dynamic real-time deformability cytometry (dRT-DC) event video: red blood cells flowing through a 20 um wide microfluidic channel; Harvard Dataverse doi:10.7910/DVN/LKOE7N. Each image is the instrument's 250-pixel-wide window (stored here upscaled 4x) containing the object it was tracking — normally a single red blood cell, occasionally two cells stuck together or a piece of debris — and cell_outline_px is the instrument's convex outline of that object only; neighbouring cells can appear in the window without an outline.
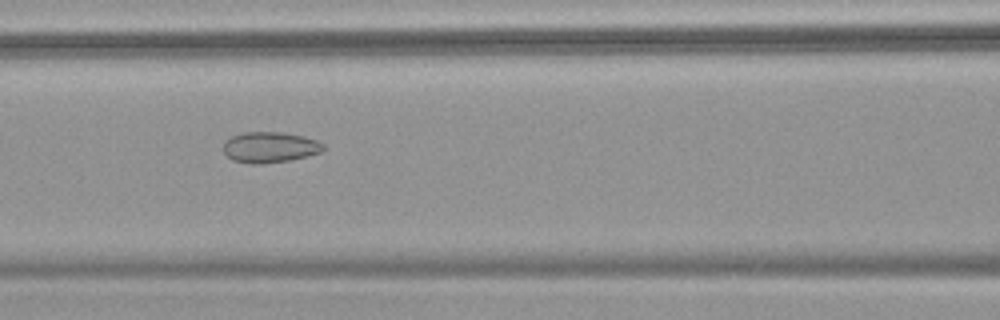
{"species": "common noctule bat (a hibernating species)", "species_latin": "Nyctalus noctula", "temperature_condition": "warm", "stored_images_in_passage": 55, "camera_frame_rate_fps": 3000, "um_per_image_px": 0.085, "animal": {"sex": "female", "body_mass_g": 18.4}, "frame": {"image": 1, "passage_image": 25, "time_ms": 8.0, "image_size_px": [1000, 320], "cell_outline_px": [[324, 148], [320, 152], [308, 156], [288, 160], [260, 164], [252, 164], [232, 160], [224, 152], [224, 140], [232, 136], [244, 132], [280, 132], [304, 136], [316, 140], [324, 144]], "centroid_in_image_um": [22.92, 12.51], "position_along_channel_um": 143.7, "area_um2": 17.86}}
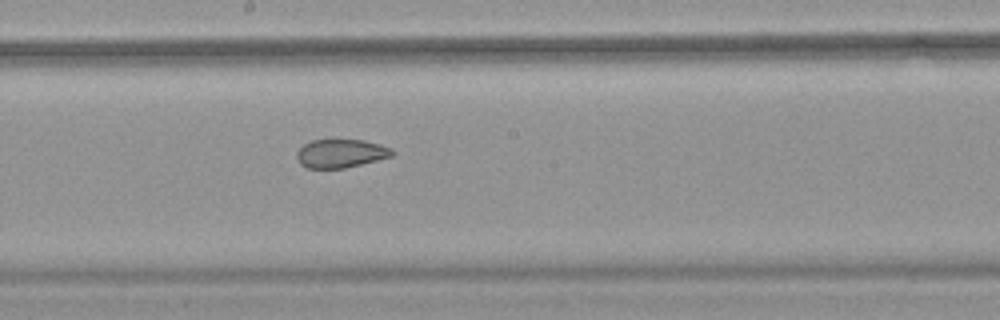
{"frame": {"image": 2, "passage_image": 31, "time_ms": 10.0, "image_size_px": [1000, 320], "cell_outline_px": [[396, 152], [392, 156], [344, 168], [308, 168], [300, 164], [296, 156], [296, 152], [304, 144], [312, 140], [332, 136], [364, 140], [380, 144], [392, 148]], "centroid_in_image_um": [28.95, 12.98], "position_along_channel_um": 219.2, "area_um2": 16.53}}
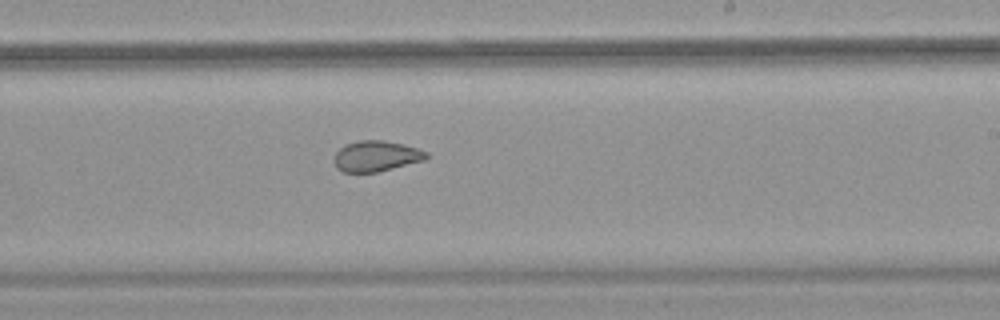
{"frame": {"image": 3, "passage_image": 34, "time_ms": 11.0, "image_size_px": [1000, 320], "cell_outline_px": [[428, 156], [424, 160], [376, 172], [344, 172], [336, 168], [332, 160], [336, 152], [344, 144], [360, 140], [384, 140], [404, 144], [428, 152]], "centroid_in_image_um": [31.93, 13.26], "position_along_channel_um": 257.1, "area_um2": 16.53}, "authors_computed_cell_mechanics": {"area_um2": 21.8484, "velocity_mm_per_s": 3.7964, "shape_relaxation_time_tau1_ms": null, "shape_relaxation_time_tau2_ms": 1.2345, "deformation_change_tau1": null, "deformation_change_tau2": 0.0665}}